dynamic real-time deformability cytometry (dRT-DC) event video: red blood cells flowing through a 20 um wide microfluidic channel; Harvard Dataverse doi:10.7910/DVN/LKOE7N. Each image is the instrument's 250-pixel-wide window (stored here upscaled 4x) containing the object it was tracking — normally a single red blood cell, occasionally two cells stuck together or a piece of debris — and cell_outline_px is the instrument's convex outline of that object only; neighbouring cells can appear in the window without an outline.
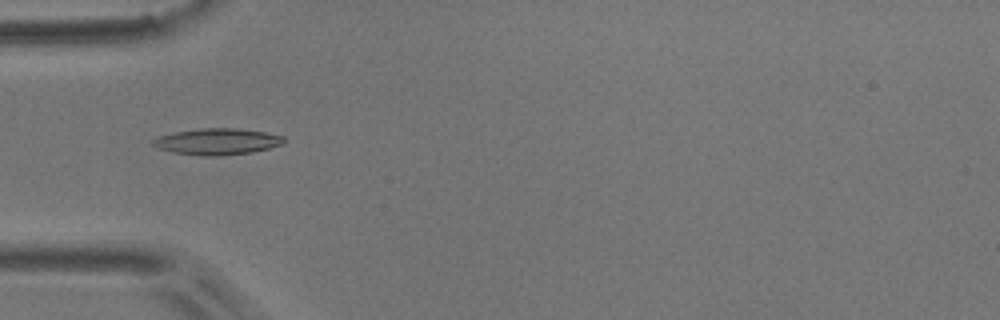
{"species": "common noctule bat (a hibernating species)", "species_latin": "Nyctalus noctula", "temperature_condition": "room temperature", "stored_images_in_passage": 7, "camera_frame_rate_fps": 3000, "um_per_image_px": 0.085, "animal": {"sex": "male", "body_mass_g": 17.9}, "frame": {"image": 1, "passage_image": 5, "time_ms": 1.333, "image_size_px": [1000, 320], "cell_outline_px": [[284, 140], [280, 144], [268, 148], [252, 152], [216, 156], [204, 156], [172, 152], [160, 148], [152, 144], [152, 140], [160, 136], [176, 132], [200, 128], [236, 128], [264, 132], [284, 136]], "centroid_in_image_um": [18.45, 12.03], "position_along_channel_um": 66.5, "area_um2": 19.77}}
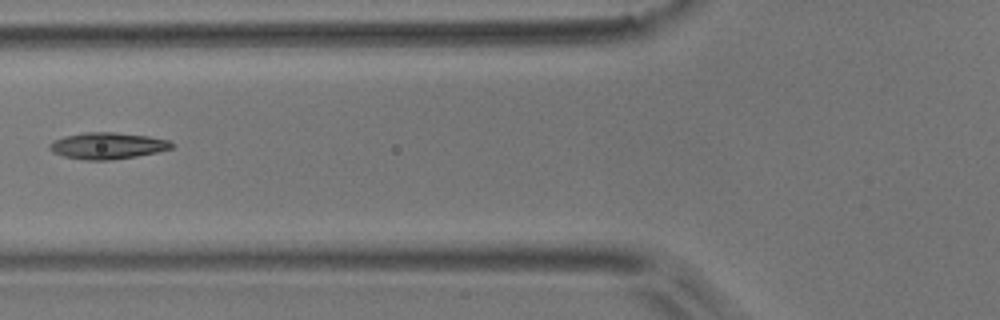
{"frame": {"image": 2, "passage_image": 6, "time_ms": 1.667, "image_size_px": [1000, 320], "cell_outline_px": [[172, 148], [156, 152], [136, 156], [112, 160], [88, 160], [64, 156], [52, 152], [48, 148], [48, 144], [52, 140], [64, 136], [84, 132], [112, 132], [148, 136], [168, 140], [172, 144]], "centroid_in_image_um": [9.07, 12.38], "position_along_channel_um": 116.7, "area_um2": 18.79}}
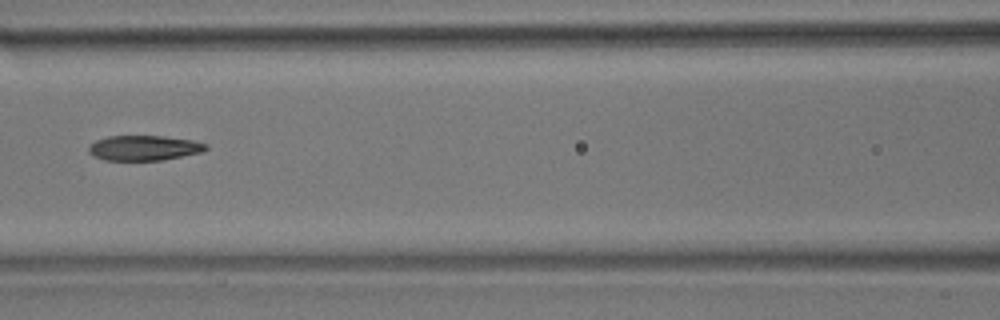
{"frame": {"image": 3, "passage_image": 7, "time_ms": 2.0, "image_size_px": [1000, 320], "cell_outline_px": [[208, 148], [200, 152], [164, 160], [104, 160], [88, 152], [88, 144], [96, 140], [108, 136], [164, 136], [192, 140], [208, 144]], "centroid_in_image_um": [12.22, 12.57], "position_along_channel_um": 154.4, "area_um2": 17.11}}